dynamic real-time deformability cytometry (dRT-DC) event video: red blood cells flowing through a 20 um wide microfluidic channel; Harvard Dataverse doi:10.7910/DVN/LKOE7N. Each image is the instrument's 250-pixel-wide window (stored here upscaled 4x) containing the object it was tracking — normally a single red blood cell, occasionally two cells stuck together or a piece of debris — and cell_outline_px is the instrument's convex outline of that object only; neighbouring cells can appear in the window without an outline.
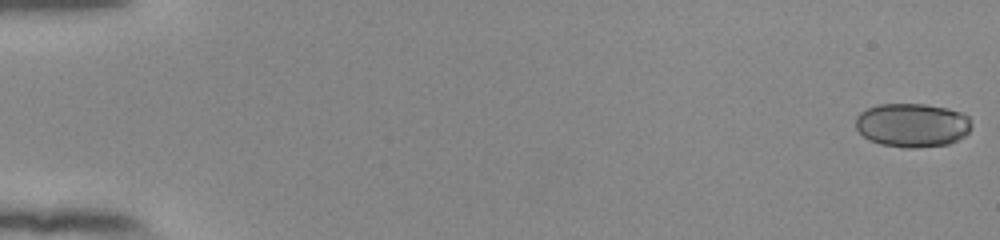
{"species": "human", "species_latin": "Homo sapiens", "temperature_condition": "room temperature", "stored_images_in_passage": 55, "camera_frame_rate_fps": 3000, "um_per_image_px": 0.085, "donor": {"sex": "female"}, "frame": {"image": 1, "passage_image": 1, "time_ms": 0.0, "image_size_px": [1000, 240], "cell_outline_px": [[972, 128], [964, 136], [948, 144], [916, 148], [904, 148], [880, 144], [868, 140], [856, 128], [856, 116], [860, 112], [876, 104], [924, 104], [948, 108], [960, 112], [968, 116], [972, 124]], "centroid_in_image_um": [77.54, 10.63], "position_along_channel_um": 7.5, "area_um2": 29.82}}
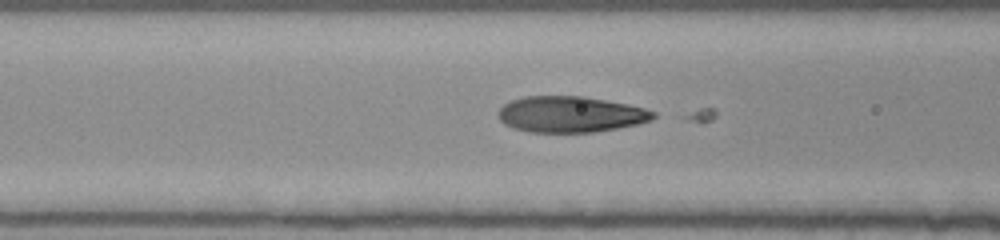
{"frame": {"image": 2, "passage_image": 24, "time_ms": 7.667, "image_size_px": [1000, 240], "cell_outline_px": [[656, 116], [652, 120], [636, 124], [596, 132], [528, 132], [512, 128], [504, 124], [496, 116], [496, 112], [504, 104], [512, 100], [524, 96], [584, 96], [628, 104], [644, 108], [656, 112]], "centroid_in_image_um": [48.45, 9.72], "position_along_channel_um": 118.1, "area_um2": 32.77}}
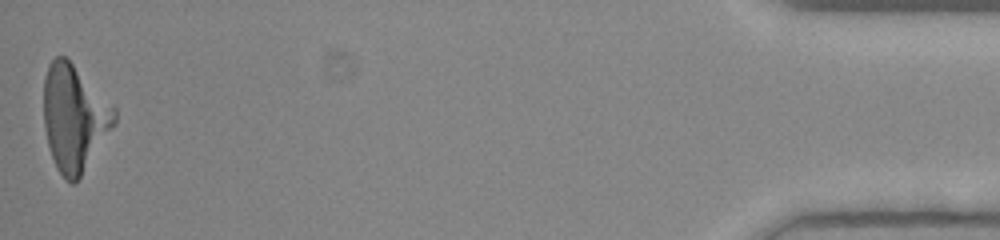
{"frame": {"image": 3, "passage_image": 55, "time_ms": 18.0, "image_size_px": [1000, 240], "cell_outline_px": [[116, 124], [80, 176], [72, 184], [56, 168], [48, 144], [44, 128], [44, 76], [48, 64], [56, 56], [64, 56], [116, 108]], "centroid_in_image_um": [6.31, 10.01], "position_along_channel_um": 428.9, "area_um2": 43.18}, "authors_computed_cell_mechanics": {"area_um2": 32.5414, "velocity_mm_per_s": 3.865, "shape_relaxation_time_tau1_ms": 4.665, "shape_relaxation_time_tau2_ms": null, "deformation_change_tau1": 0.3043, "deformation_change_tau2": null}}